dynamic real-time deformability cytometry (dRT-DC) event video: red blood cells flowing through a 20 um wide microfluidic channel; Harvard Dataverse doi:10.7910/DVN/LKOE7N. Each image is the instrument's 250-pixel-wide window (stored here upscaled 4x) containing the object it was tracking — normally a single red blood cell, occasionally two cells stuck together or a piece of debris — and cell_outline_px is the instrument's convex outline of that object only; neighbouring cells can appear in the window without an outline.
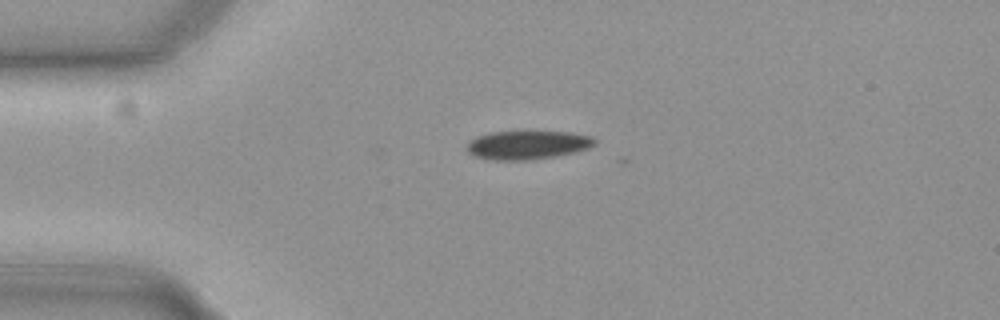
{"species": "common noctule bat (a hibernating species)", "species_latin": "Nyctalus noctula", "temperature_condition": "cold", "stored_images_in_passage": 39, "camera_frame_rate_fps": 3000, "um_per_image_px": 0.085, "animal": {"sex": "female", "body_mass_g": 19.3, "forearm_length_mm": 54.1}, "frame": {"image": 1, "passage_image": 1, "time_ms": 0.0, "image_size_px": [1000, 320], "cell_outline_px": [[596, 144], [588, 148], [576, 152], [552, 156], [524, 160], [488, 160], [472, 156], [464, 148], [476, 136], [488, 132], [572, 132], [592, 136], [596, 140]], "centroid_in_image_um": [44.8, 12.32], "position_along_channel_um": 40.2, "area_um2": 21.39}}
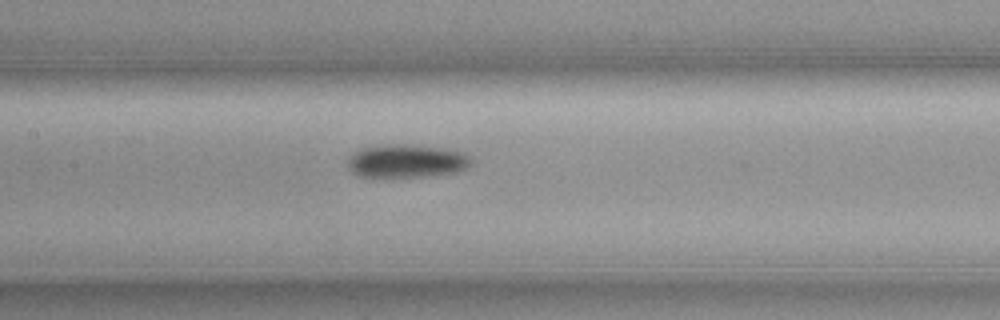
{"frame": {"image": 2, "passage_image": 14, "time_ms": 4.333, "image_size_px": [1000, 320], "cell_outline_px": [[472, 164], [468, 168], [456, 172], [420, 176], [360, 176], [352, 172], [348, 168], [348, 156], [352, 152], [364, 148], [388, 144], [412, 144], [444, 148], [464, 152], [472, 160]], "centroid_in_image_um": [34.57, 13.67], "position_along_channel_um": 172.8, "area_um2": 23.87}}
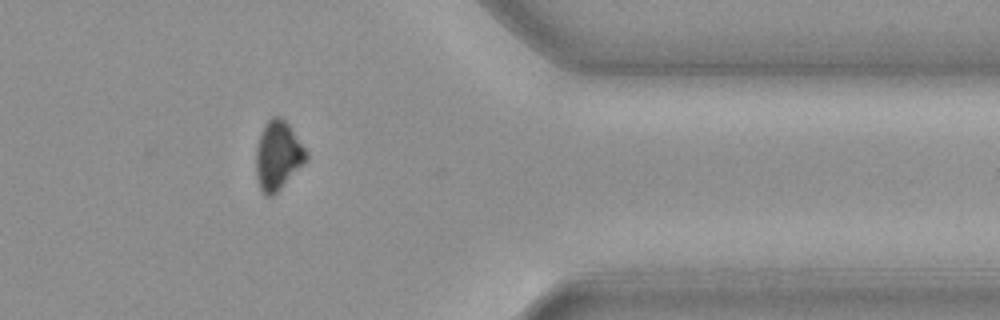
{"frame": {"image": 3, "passage_image": 33, "time_ms": 10.667, "image_size_px": [1000, 320], "cell_outline_px": [[308, 160], [272, 196], [264, 196], [260, 188], [256, 176], [256, 148], [264, 124], [272, 116], [280, 116], [288, 124], [308, 152]], "centroid_in_image_um": [23.62, 13.22], "position_along_channel_um": 387.8, "area_um2": 20.06}, "authors_computed_cell_mechanics": {"area_um2": 22.831, "velocity_mm_per_s": 3.7009, "shape_relaxation_time_tau1_ms": 2.2134, "shape_relaxation_time_tau2_ms": null, "deformation_change_tau1": 0.0812, "deformation_change_tau2": null}}